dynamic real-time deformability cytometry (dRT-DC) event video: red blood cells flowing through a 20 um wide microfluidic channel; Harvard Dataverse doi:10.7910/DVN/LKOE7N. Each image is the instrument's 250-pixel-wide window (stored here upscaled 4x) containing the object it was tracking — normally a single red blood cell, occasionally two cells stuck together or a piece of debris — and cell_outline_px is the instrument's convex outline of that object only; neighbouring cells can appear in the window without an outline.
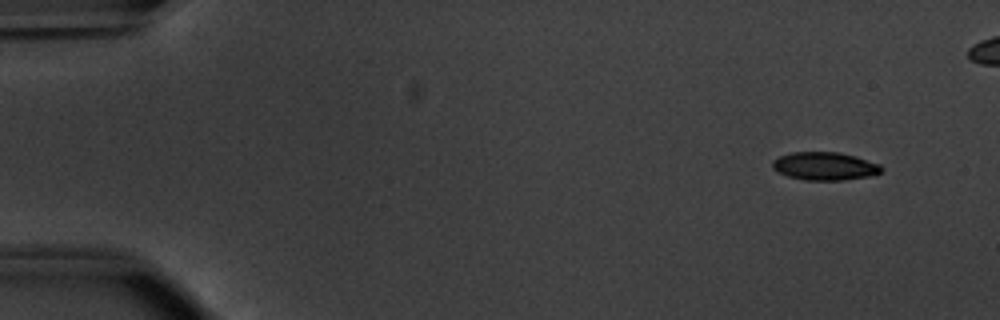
{"species": "common noctule bat (a hibernating species)", "species_latin": "Nyctalus noctula", "temperature_condition": "warm", "stored_images_in_passage": 46, "camera_frame_rate_fps": 3000, "um_per_image_px": 0.085, "animal": {"sex": "male", "body_mass_g": 20.1, "forearm_length_mm": 53.5}, "frame": {"image": 1, "passage_image": 1, "time_ms": 0.0, "image_size_px": [1000, 320], "cell_outline_px": [[884, 168], [880, 172], [868, 176], [844, 180], [804, 180], [788, 176], [776, 172], [772, 168], [772, 160], [780, 156], [792, 152], [840, 152], [856, 156], [880, 164]], "centroid_in_image_um": [70.08, 14.12], "position_along_channel_um": 14.9, "area_um2": 17.92}}
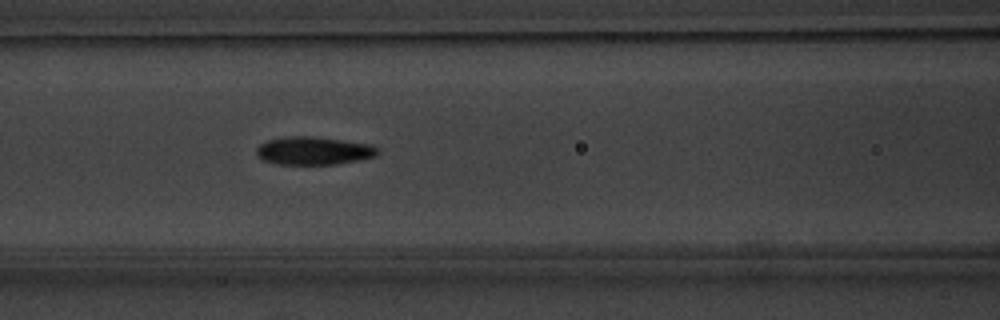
{"frame": {"image": 2, "passage_image": 20, "time_ms": 6.333, "image_size_px": [1000, 320], "cell_outline_px": [[380, 152], [376, 156], [360, 160], [336, 164], [276, 164], [264, 160], [256, 156], [256, 148], [260, 144], [268, 140], [288, 136], [308, 136], [372, 144]], "centroid_in_image_um": [26.65, 12.82], "position_along_channel_um": 139.9, "area_um2": 19.77}}
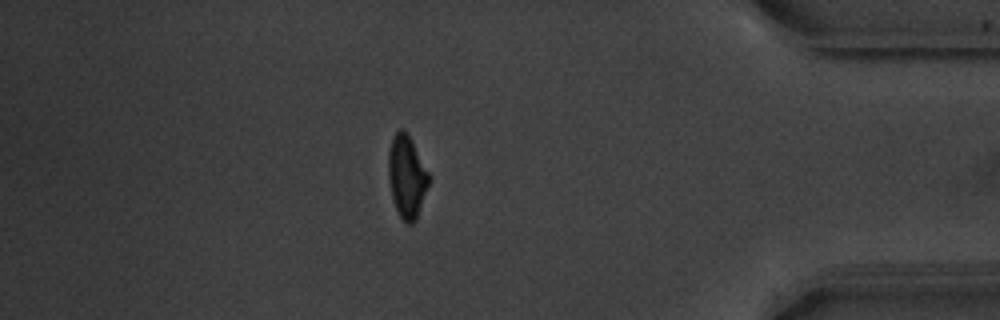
{"frame": {"image": 3, "passage_image": 43, "time_ms": 14.0, "image_size_px": [1000, 320], "cell_outline_px": [[432, 176], [416, 220], [412, 224], [408, 224], [400, 216], [396, 208], [392, 196], [388, 176], [388, 152], [392, 140], [396, 132], [400, 128], [408, 132]], "centroid_in_image_um": [34.61, 14.98], "position_along_channel_um": 400.6, "area_um2": 19.71}}